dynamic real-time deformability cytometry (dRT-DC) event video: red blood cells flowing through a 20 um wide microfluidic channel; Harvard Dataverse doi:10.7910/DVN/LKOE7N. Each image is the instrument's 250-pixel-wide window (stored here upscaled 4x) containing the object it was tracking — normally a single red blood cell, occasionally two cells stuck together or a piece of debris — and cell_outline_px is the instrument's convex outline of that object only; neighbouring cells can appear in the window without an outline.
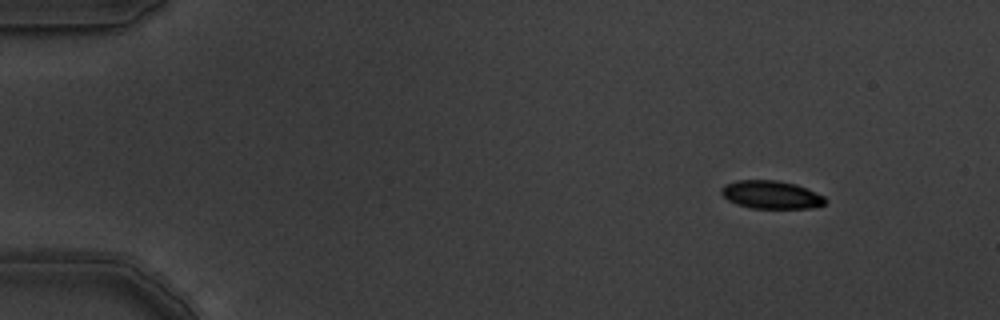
{"species": "common noctule bat (a hibernating species)", "species_latin": "Nyctalus noctula", "temperature_condition": "warm", "stored_images_in_passage": 6, "camera_frame_rate_fps": 3000, "um_per_image_px": 0.085, "animal": {"sex": "male", "body_mass_g": 19.5, "forearm_length_mm": 54.6}, "frame": {"image": 1, "passage_image": 2, "time_ms": 0.333, "image_size_px": [1000, 320], "cell_outline_px": [[828, 200], [824, 204], [812, 208], [752, 208], [736, 204], [728, 200], [720, 192], [720, 188], [724, 184], [736, 180], [776, 180], [796, 184], [824, 196]], "centroid_in_image_um": [65.53, 16.55], "position_along_channel_um": 19.5, "area_um2": 17.05}}
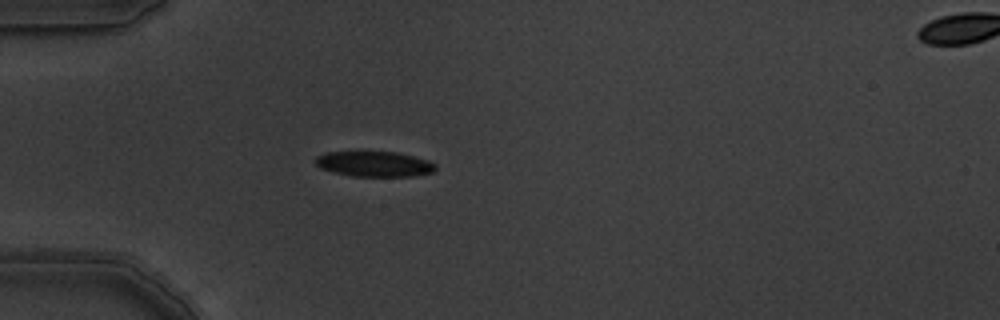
{"frame": {"image": 2, "passage_image": 5, "time_ms": 1.333, "image_size_px": [1000, 320], "cell_outline_px": [[436, 168], [432, 172], [416, 176], [352, 176], [332, 172], [320, 168], [312, 160], [316, 156], [324, 152], [396, 152], [428, 160], [436, 164]], "centroid_in_image_um": [31.77, 13.94], "position_along_channel_um": 53.2, "area_um2": 17.8}}